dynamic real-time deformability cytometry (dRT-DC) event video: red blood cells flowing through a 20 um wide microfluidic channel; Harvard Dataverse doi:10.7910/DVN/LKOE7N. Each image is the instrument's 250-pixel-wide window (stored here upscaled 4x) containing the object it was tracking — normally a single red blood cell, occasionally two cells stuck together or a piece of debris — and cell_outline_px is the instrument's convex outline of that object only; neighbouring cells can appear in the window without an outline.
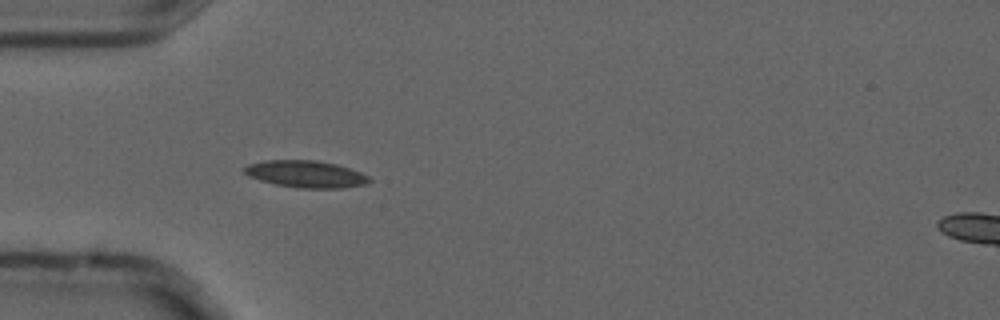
{"species": "common noctule bat (a hibernating species)", "species_latin": "Nyctalus noctula", "temperature_condition": "cold", "stored_images_in_passage": 4, "segment_of_instrument_passage": [1, 2], "camera_frame_rate_fps": 3000, "um_per_image_px": 0.085, "animal": {"sex": "male", "forearm_length_mm": 52.5}, "frame": {"image": 1, "passage_image": 3, "time_ms": 0.667, "image_size_px": [1000, 320], "cell_outline_px": [[372, 180], [364, 184], [344, 188], [296, 188], [276, 184], [260, 180], [248, 176], [244, 172], [244, 168], [248, 164], [264, 160], [316, 160], [336, 164], [360, 172], [368, 176]], "centroid_in_image_um": [25.98, 14.79], "position_along_channel_um": 59.0, "area_um2": 19.59}}